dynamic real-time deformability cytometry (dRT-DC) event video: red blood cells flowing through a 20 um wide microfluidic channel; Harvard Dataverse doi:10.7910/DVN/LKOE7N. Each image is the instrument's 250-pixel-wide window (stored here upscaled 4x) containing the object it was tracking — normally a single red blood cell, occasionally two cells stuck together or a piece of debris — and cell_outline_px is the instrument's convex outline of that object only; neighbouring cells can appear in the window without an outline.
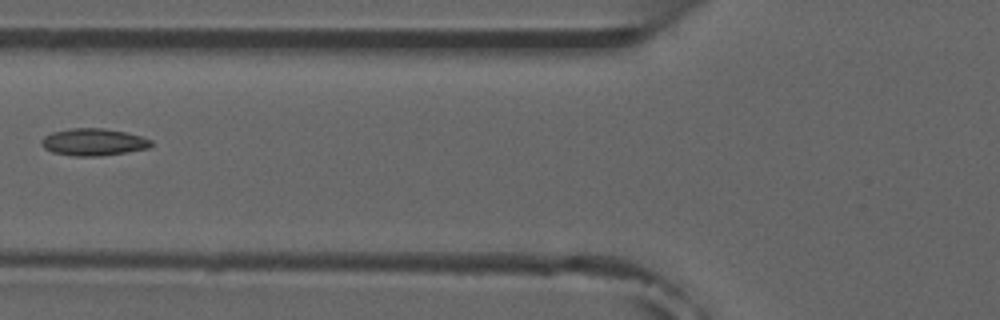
{"species": "common noctule bat (a hibernating species)", "species_latin": "Nyctalus noctula", "temperature_condition": "room temperature", "stored_images_in_passage": 4, "camera_frame_rate_fps": 3000, "um_per_image_px": 0.085, "animal": {"sex": "male", "forearm_length_mm": 52.5}, "frame": {"image": 1, "passage_image": 4, "time_ms": 3.333, "image_size_px": [1000, 320], "cell_outline_px": [[152, 144], [148, 148], [100, 156], [72, 156], [52, 152], [44, 148], [40, 144], [40, 140], [44, 136], [52, 132], [72, 128], [104, 128], [124, 132], [140, 136], [152, 140]], "centroid_in_image_um": [7.89, 12.07], "position_along_channel_um": 117.9, "area_um2": 17.28}}